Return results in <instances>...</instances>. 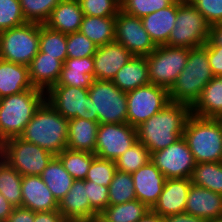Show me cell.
<instances>
[{
	"label": "cell",
	"mask_w": 222,
	"mask_h": 222,
	"mask_svg": "<svg viewBox=\"0 0 222 222\" xmlns=\"http://www.w3.org/2000/svg\"><path fill=\"white\" fill-rule=\"evenodd\" d=\"M209 31L210 25L189 1L178 3L174 28L165 45L190 49L200 47L208 41Z\"/></svg>",
	"instance_id": "obj_7"
},
{
	"label": "cell",
	"mask_w": 222,
	"mask_h": 222,
	"mask_svg": "<svg viewBox=\"0 0 222 222\" xmlns=\"http://www.w3.org/2000/svg\"><path fill=\"white\" fill-rule=\"evenodd\" d=\"M45 100L67 120L82 118L97 122V110L88 95V89L53 86L45 93Z\"/></svg>",
	"instance_id": "obj_11"
},
{
	"label": "cell",
	"mask_w": 222,
	"mask_h": 222,
	"mask_svg": "<svg viewBox=\"0 0 222 222\" xmlns=\"http://www.w3.org/2000/svg\"><path fill=\"white\" fill-rule=\"evenodd\" d=\"M80 32L97 46L112 43L115 39V17L84 15Z\"/></svg>",
	"instance_id": "obj_31"
},
{
	"label": "cell",
	"mask_w": 222,
	"mask_h": 222,
	"mask_svg": "<svg viewBox=\"0 0 222 222\" xmlns=\"http://www.w3.org/2000/svg\"><path fill=\"white\" fill-rule=\"evenodd\" d=\"M22 175L0 157V192L14 207L22 206Z\"/></svg>",
	"instance_id": "obj_32"
},
{
	"label": "cell",
	"mask_w": 222,
	"mask_h": 222,
	"mask_svg": "<svg viewBox=\"0 0 222 222\" xmlns=\"http://www.w3.org/2000/svg\"><path fill=\"white\" fill-rule=\"evenodd\" d=\"M190 180L193 185L222 194V162L197 163Z\"/></svg>",
	"instance_id": "obj_33"
},
{
	"label": "cell",
	"mask_w": 222,
	"mask_h": 222,
	"mask_svg": "<svg viewBox=\"0 0 222 222\" xmlns=\"http://www.w3.org/2000/svg\"><path fill=\"white\" fill-rule=\"evenodd\" d=\"M88 95L97 110L99 124L127 123V96L112 81L93 80Z\"/></svg>",
	"instance_id": "obj_10"
},
{
	"label": "cell",
	"mask_w": 222,
	"mask_h": 222,
	"mask_svg": "<svg viewBox=\"0 0 222 222\" xmlns=\"http://www.w3.org/2000/svg\"><path fill=\"white\" fill-rule=\"evenodd\" d=\"M177 9L178 3L172 2L169 6L141 18L144 29L157 46L168 42L177 17Z\"/></svg>",
	"instance_id": "obj_24"
},
{
	"label": "cell",
	"mask_w": 222,
	"mask_h": 222,
	"mask_svg": "<svg viewBox=\"0 0 222 222\" xmlns=\"http://www.w3.org/2000/svg\"><path fill=\"white\" fill-rule=\"evenodd\" d=\"M91 222H109L101 214L96 215Z\"/></svg>",
	"instance_id": "obj_54"
},
{
	"label": "cell",
	"mask_w": 222,
	"mask_h": 222,
	"mask_svg": "<svg viewBox=\"0 0 222 222\" xmlns=\"http://www.w3.org/2000/svg\"><path fill=\"white\" fill-rule=\"evenodd\" d=\"M5 222H34V211L25 207H14L13 212Z\"/></svg>",
	"instance_id": "obj_48"
},
{
	"label": "cell",
	"mask_w": 222,
	"mask_h": 222,
	"mask_svg": "<svg viewBox=\"0 0 222 222\" xmlns=\"http://www.w3.org/2000/svg\"><path fill=\"white\" fill-rule=\"evenodd\" d=\"M114 85L127 93L138 87L150 84L146 56H132L112 80Z\"/></svg>",
	"instance_id": "obj_26"
},
{
	"label": "cell",
	"mask_w": 222,
	"mask_h": 222,
	"mask_svg": "<svg viewBox=\"0 0 222 222\" xmlns=\"http://www.w3.org/2000/svg\"><path fill=\"white\" fill-rule=\"evenodd\" d=\"M34 222H64L59 210L34 212Z\"/></svg>",
	"instance_id": "obj_49"
},
{
	"label": "cell",
	"mask_w": 222,
	"mask_h": 222,
	"mask_svg": "<svg viewBox=\"0 0 222 222\" xmlns=\"http://www.w3.org/2000/svg\"><path fill=\"white\" fill-rule=\"evenodd\" d=\"M32 88L28 66L0 59V98Z\"/></svg>",
	"instance_id": "obj_27"
},
{
	"label": "cell",
	"mask_w": 222,
	"mask_h": 222,
	"mask_svg": "<svg viewBox=\"0 0 222 222\" xmlns=\"http://www.w3.org/2000/svg\"><path fill=\"white\" fill-rule=\"evenodd\" d=\"M63 62L38 52L28 65L29 79L34 88L45 93L59 80Z\"/></svg>",
	"instance_id": "obj_22"
},
{
	"label": "cell",
	"mask_w": 222,
	"mask_h": 222,
	"mask_svg": "<svg viewBox=\"0 0 222 222\" xmlns=\"http://www.w3.org/2000/svg\"><path fill=\"white\" fill-rule=\"evenodd\" d=\"M64 221L92 220V206L87 198L85 180H75L69 192L58 203Z\"/></svg>",
	"instance_id": "obj_21"
},
{
	"label": "cell",
	"mask_w": 222,
	"mask_h": 222,
	"mask_svg": "<svg viewBox=\"0 0 222 222\" xmlns=\"http://www.w3.org/2000/svg\"><path fill=\"white\" fill-rule=\"evenodd\" d=\"M40 177L58 203L69 192L75 181L57 156L51 159Z\"/></svg>",
	"instance_id": "obj_30"
},
{
	"label": "cell",
	"mask_w": 222,
	"mask_h": 222,
	"mask_svg": "<svg viewBox=\"0 0 222 222\" xmlns=\"http://www.w3.org/2000/svg\"><path fill=\"white\" fill-rule=\"evenodd\" d=\"M133 54L117 42L97 46L94 59V80L112 81Z\"/></svg>",
	"instance_id": "obj_16"
},
{
	"label": "cell",
	"mask_w": 222,
	"mask_h": 222,
	"mask_svg": "<svg viewBox=\"0 0 222 222\" xmlns=\"http://www.w3.org/2000/svg\"><path fill=\"white\" fill-rule=\"evenodd\" d=\"M207 56L213 75L222 76V46H207Z\"/></svg>",
	"instance_id": "obj_47"
},
{
	"label": "cell",
	"mask_w": 222,
	"mask_h": 222,
	"mask_svg": "<svg viewBox=\"0 0 222 222\" xmlns=\"http://www.w3.org/2000/svg\"><path fill=\"white\" fill-rule=\"evenodd\" d=\"M149 210L146 204L136 199L123 204L108 205L101 215L109 222H137Z\"/></svg>",
	"instance_id": "obj_36"
},
{
	"label": "cell",
	"mask_w": 222,
	"mask_h": 222,
	"mask_svg": "<svg viewBox=\"0 0 222 222\" xmlns=\"http://www.w3.org/2000/svg\"><path fill=\"white\" fill-rule=\"evenodd\" d=\"M151 160V153L141 142H135L116 160V168L120 172L134 173Z\"/></svg>",
	"instance_id": "obj_38"
},
{
	"label": "cell",
	"mask_w": 222,
	"mask_h": 222,
	"mask_svg": "<svg viewBox=\"0 0 222 222\" xmlns=\"http://www.w3.org/2000/svg\"><path fill=\"white\" fill-rule=\"evenodd\" d=\"M213 77L207 56V44L191 48L186 66L169 90L170 101L192 108Z\"/></svg>",
	"instance_id": "obj_3"
},
{
	"label": "cell",
	"mask_w": 222,
	"mask_h": 222,
	"mask_svg": "<svg viewBox=\"0 0 222 222\" xmlns=\"http://www.w3.org/2000/svg\"><path fill=\"white\" fill-rule=\"evenodd\" d=\"M164 220L165 222H208L206 219L190 215L186 212L167 216L164 218Z\"/></svg>",
	"instance_id": "obj_51"
},
{
	"label": "cell",
	"mask_w": 222,
	"mask_h": 222,
	"mask_svg": "<svg viewBox=\"0 0 222 222\" xmlns=\"http://www.w3.org/2000/svg\"><path fill=\"white\" fill-rule=\"evenodd\" d=\"M184 212L207 221L222 217V194L191 184Z\"/></svg>",
	"instance_id": "obj_20"
},
{
	"label": "cell",
	"mask_w": 222,
	"mask_h": 222,
	"mask_svg": "<svg viewBox=\"0 0 222 222\" xmlns=\"http://www.w3.org/2000/svg\"><path fill=\"white\" fill-rule=\"evenodd\" d=\"M191 184L189 178L166 179L158 202L152 210L164 218L183 213Z\"/></svg>",
	"instance_id": "obj_18"
},
{
	"label": "cell",
	"mask_w": 222,
	"mask_h": 222,
	"mask_svg": "<svg viewBox=\"0 0 222 222\" xmlns=\"http://www.w3.org/2000/svg\"><path fill=\"white\" fill-rule=\"evenodd\" d=\"M190 48L158 45L146 56L151 84L170 90L187 64Z\"/></svg>",
	"instance_id": "obj_8"
},
{
	"label": "cell",
	"mask_w": 222,
	"mask_h": 222,
	"mask_svg": "<svg viewBox=\"0 0 222 222\" xmlns=\"http://www.w3.org/2000/svg\"><path fill=\"white\" fill-rule=\"evenodd\" d=\"M191 113L204 118L222 119V76H214L203 88L199 100L191 108Z\"/></svg>",
	"instance_id": "obj_29"
},
{
	"label": "cell",
	"mask_w": 222,
	"mask_h": 222,
	"mask_svg": "<svg viewBox=\"0 0 222 222\" xmlns=\"http://www.w3.org/2000/svg\"><path fill=\"white\" fill-rule=\"evenodd\" d=\"M84 15L116 17L121 10L120 0H78Z\"/></svg>",
	"instance_id": "obj_43"
},
{
	"label": "cell",
	"mask_w": 222,
	"mask_h": 222,
	"mask_svg": "<svg viewBox=\"0 0 222 222\" xmlns=\"http://www.w3.org/2000/svg\"><path fill=\"white\" fill-rule=\"evenodd\" d=\"M26 22L45 24L61 0H19Z\"/></svg>",
	"instance_id": "obj_39"
},
{
	"label": "cell",
	"mask_w": 222,
	"mask_h": 222,
	"mask_svg": "<svg viewBox=\"0 0 222 222\" xmlns=\"http://www.w3.org/2000/svg\"><path fill=\"white\" fill-rule=\"evenodd\" d=\"M39 51L64 63L67 59V34L39 24Z\"/></svg>",
	"instance_id": "obj_34"
},
{
	"label": "cell",
	"mask_w": 222,
	"mask_h": 222,
	"mask_svg": "<svg viewBox=\"0 0 222 222\" xmlns=\"http://www.w3.org/2000/svg\"><path fill=\"white\" fill-rule=\"evenodd\" d=\"M171 1L174 2V3H179V4L188 2V0H171Z\"/></svg>",
	"instance_id": "obj_55"
},
{
	"label": "cell",
	"mask_w": 222,
	"mask_h": 222,
	"mask_svg": "<svg viewBox=\"0 0 222 222\" xmlns=\"http://www.w3.org/2000/svg\"><path fill=\"white\" fill-rule=\"evenodd\" d=\"M26 23L19 0H0V32Z\"/></svg>",
	"instance_id": "obj_41"
},
{
	"label": "cell",
	"mask_w": 222,
	"mask_h": 222,
	"mask_svg": "<svg viewBox=\"0 0 222 222\" xmlns=\"http://www.w3.org/2000/svg\"><path fill=\"white\" fill-rule=\"evenodd\" d=\"M87 198L92 206V219L109 205L108 187L85 180Z\"/></svg>",
	"instance_id": "obj_45"
},
{
	"label": "cell",
	"mask_w": 222,
	"mask_h": 222,
	"mask_svg": "<svg viewBox=\"0 0 222 222\" xmlns=\"http://www.w3.org/2000/svg\"><path fill=\"white\" fill-rule=\"evenodd\" d=\"M44 100L45 92L34 87L0 98V145L22 134Z\"/></svg>",
	"instance_id": "obj_4"
},
{
	"label": "cell",
	"mask_w": 222,
	"mask_h": 222,
	"mask_svg": "<svg viewBox=\"0 0 222 222\" xmlns=\"http://www.w3.org/2000/svg\"><path fill=\"white\" fill-rule=\"evenodd\" d=\"M116 171L115 161L96 156L89 167L85 180L109 187Z\"/></svg>",
	"instance_id": "obj_40"
},
{
	"label": "cell",
	"mask_w": 222,
	"mask_h": 222,
	"mask_svg": "<svg viewBox=\"0 0 222 222\" xmlns=\"http://www.w3.org/2000/svg\"><path fill=\"white\" fill-rule=\"evenodd\" d=\"M83 16L78 0H61L45 25L52 30L70 34L80 31Z\"/></svg>",
	"instance_id": "obj_25"
},
{
	"label": "cell",
	"mask_w": 222,
	"mask_h": 222,
	"mask_svg": "<svg viewBox=\"0 0 222 222\" xmlns=\"http://www.w3.org/2000/svg\"><path fill=\"white\" fill-rule=\"evenodd\" d=\"M64 222H91V220L89 221H64Z\"/></svg>",
	"instance_id": "obj_57"
},
{
	"label": "cell",
	"mask_w": 222,
	"mask_h": 222,
	"mask_svg": "<svg viewBox=\"0 0 222 222\" xmlns=\"http://www.w3.org/2000/svg\"><path fill=\"white\" fill-rule=\"evenodd\" d=\"M114 41L122 44L134 56H147L157 47L144 29L141 18L122 10L115 17Z\"/></svg>",
	"instance_id": "obj_15"
},
{
	"label": "cell",
	"mask_w": 222,
	"mask_h": 222,
	"mask_svg": "<svg viewBox=\"0 0 222 222\" xmlns=\"http://www.w3.org/2000/svg\"><path fill=\"white\" fill-rule=\"evenodd\" d=\"M126 96L127 123L135 128L171 102L169 90L151 83L127 92Z\"/></svg>",
	"instance_id": "obj_12"
},
{
	"label": "cell",
	"mask_w": 222,
	"mask_h": 222,
	"mask_svg": "<svg viewBox=\"0 0 222 222\" xmlns=\"http://www.w3.org/2000/svg\"><path fill=\"white\" fill-rule=\"evenodd\" d=\"M191 108L170 102L157 114L136 127L137 140L152 154L164 149L183 136Z\"/></svg>",
	"instance_id": "obj_1"
},
{
	"label": "cell",
	"mask_w": 222,
	"mask_h": 222,
	"mask_svg": "<svg viewBox=\"0 0 222 222\" xmlns=\"http://www.w3.org/2000/svg\"><path fill=\"white\" fill-rule=\"evenodd\" d=\"M99 123L82 118L68 122L67 148L95 153Z\"/></svg>",
	"instance_id": "obj_28"
},
{
	"label": "cell",
	"mask_w": 222,
	"mask_h": 222,
	"mask_svg": "<svg viewBox=\"0 0 222 222\" xmlns=\"http://www.w3.org/2000/svg\"><path fill=\"white\" fill-rule=\"evenodd\" d=\"M22 207L34 212L58 210V202L40 176H22Z\"/></svg>",
	"instance_id": "obj_19"
},
{
	"label": "cell",
	"mask_w": 222,
	"mask_h": 222,
	"mask_svg": "<svg viewBox=\"0 0 222 222\" xmlns=\"http://www.w3.org/2000/svg\"><path fill=\"white\" fill-rule=\"evenodd\" d=\"M207 46H222V23L210 26Z\"/></svg>",
	"instance_id": "obj_50"
},
{
	"label": "cell",
	"mask_w": 222,
	"mask_h": 222,
	"mask_svg": "<svg viewBox=\"0 0 222 222\" xmlns=\"http://www.w3.org/2000/svg\"><path fill=\"white\" fill-rule=\"evenodd\" d=\"M208 222H222V217L213 219V220H209Z\"/></svg>",
	"instance_id": "obj_56"
},
{
	"label": "cell",
	"mask_w": 222,
	"mask_h": 222,
	"mask_svg": "<svg viewBox=\"0 0 222 222\" xmlns=\"http://www.w3.org/2000/svg\"><path fill=\"white\" fill-rule=\"evenodd\" d=\"M121 10L126 14L142 18L169 6L171 0H120Z\"/></svg>",
	"instance_id": "obj_42"
},
{
	"label": "cell",
	"mask_w": 222,
	"mask_h": 222,
	"mask_svg": "<svg viewBox=\"0 0 222 222\" xmlns=\"http://www.w3.org/2000/svg\"><path fill=\"white\" fill-rule=\"evenodd\" d=\"M93 80V57L67 58L55 86H72L89 89Z\"/></svg>",
	"instance_id": "obj_23"
},
{
	"label": "cell",
	"mask_w": 222,
	"mask_h": 222,
	"mask_svg": "<svg viewBox=\"0 0 222 222\" xmlns=\"http://www.w3.org/2000/svg\"><path fill=\"white\" fill-rule=\"evenodd\" d=\"M97 45L80 31L67 34V58L93 57Z\"/></svg>",
	"instance_id": "obj_44"
},
{
	"label": "cell",
	"mask_w": 222,
	"mask_h": 222,
	"mask_svg": "<svg viewBox=\"0 0 222 222\" xmlns=\"http://www.w3.org/2000/svg\"><path fill=\"white\" fill-rule=\"evenodd\" d=\"M57 157L75 180H85L89 167L96 155L87 151L66 148Z\"/></svg>",
	"instance_id": "obj_35"
},
{
	"label": "cell",
	"mask_w": 222,
	"mask_h": 222,
	"mask_svg": "<svg viewBox=\"0 0 222 222\" xmlns=\"http://www.w3.org/2000/svg\"><path fill=\"white\" fill-rule=\"evenodd\" d=\"M137 141L136 128L128 123L99 124L94 154L115 161Z\"/></svg>",
	"instance_id": "obj_14"
},
{
	"label": "cell",
	"mask_w": 222,
	"mask_h": 222,
	"mask_svg": "<svg viewBox=\"0 0 222 222\" xmlns=\"http://www.w3.org/2000/svg\"><path fill=\"white\" fill-rule=\"evenodd\" d=\"M109 205L123 204L136 200L132 175L116 171L108 187Z\"/></svg>",
	"instance_id": "obj_37"
},
{
	"label": "cell",
	"mask_w": 222,
	"mask_h": 222,
	"mask_svg": "<svg viewBox=\"0 0 222 222\" xmlns=\"http://www.w3.org/2000/svg\"><path fill=\"white\" fill-rule=\"evenodd\" d=\"M205 18L207 23H222V0H188Z\"/></svg>",
	"instance_id": "obj_46"
},
{
	"label": "cell",
	"mask_w": 222,
	"mask_h": 222,
	"mask_svg": "<svg viewBox=\"0 0 222 222\" xmlns=\"http://www.w3.org/2000/svg\"><path fill=\"white\" fill-rule=\"evenodd\" d=\"M38 52V23L26 22L0 32V59L28 66Z\"/></svg>",
	"instance_id": "obj_6"
},
{
	"label": "cell",
	"mask_w": 222,
	"mask_h": 222,
	"mask_svg": "<svg viewBox=\"0 0 222 222\" xmlns=\"http://www.w3.org/2000/svg\"><path fill=\"white\" fill-rule=\"evenodd\" d=\"M183 137L197 163L222 162V119L188 117Z\"/></svg>",
	"instance_id": "obj_5"
},
{
	"label": "cell",
	"mask_w": 222,
	"mask_h": 222,
	"mask_svg": "<svg viewBox=\"0 0 222 222\" xmlns=\"http://www.w3.org/2000/svg\"><path fill=\"white\" fill-rule=\"evenodd\" d=\"M137 222H165L164 217L155 213L150 209L140 220Z\"/></svg>",
	"instance_id": "obj_53"
},
{
	"label": "cell",
	"mask_w": 222,
	"mask_h": 222,
	"mask_svg": "<svg viewBox=\"0 0 222 222\" xmlns=\"http://www.w3.org/2000/svg\"><path fill=\"white\" fill-rule=\"evenodd\" d=\"M0 157L22 176H40L54 155L36 144L14 137L0 145Z\"/></svg>",
	"instance_id": "obj_9"
},
{
	"label": "cell",
	"mask_w": 222,
	"mask_h": 222,
	"mask_svg": "<svg viewBox=\"0 0 222 222\" xmlns=\"http://www.w3.org/2000/svg\"><path fill=\"white\" fill-rule=\"evenodd\" d=\"M151 161L166 179H190L196 165L193 154L183 136L168 147L153 152Z\"/></svg>",
	"instance_id": "obj_13"
},
{
	"label": "cell",
	"mask_w": 222,
	"mask_h": 222,
	"mask_svg": "<svg viewBox=\"0 0 222 222\" xmlns=\"http://www.w3.org/2000/svg\"><path fill=\"white\" fill-rule=\"evenodd\" d=\"M136 199L150 209L158 202L166 178L150 160L132 173Z\"/></svg>",
	"instance_id": "obj_17"
},
{
	"label": "cell",
	"mask_w": 222,
	"mask_h": 222,
	"mask_svg": "<svg viewBox=\"0 0 222 222\" xmlns=\"http://www.w3.org/2000/svg\"><path fill=\"white\" fill-rule=\"evenodd\" d=\"M14 210L7 199L0 192V222H5Z\"/></svg>",
	"instance_id": "obj_52"
},
{
	"label": "cell",
	"mask_w": 222,
	"mask_h": 222,
	"mask_svg": "<svg viewBox=\"0 0 222 222\" xmlns=\"http://www.w3.org/2000/svg\"><path fill=\"white\" fill-rule=\"evenodd\" d=\"M68 122L44 100L19 138L57 156L67 148Z\"/></svg>",
	"instance_id": "obj_2"
}]
</instances>
